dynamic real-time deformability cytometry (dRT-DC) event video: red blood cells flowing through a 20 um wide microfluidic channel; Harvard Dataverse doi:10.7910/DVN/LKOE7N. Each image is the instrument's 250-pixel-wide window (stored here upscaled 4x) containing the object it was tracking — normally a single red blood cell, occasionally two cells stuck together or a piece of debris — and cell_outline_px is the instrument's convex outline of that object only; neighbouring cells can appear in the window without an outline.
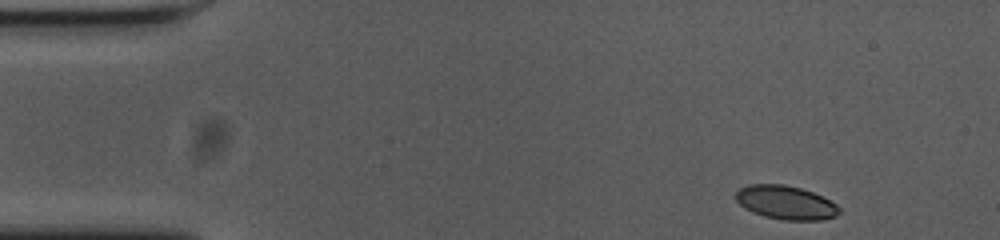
{"species": "common noctule bat (a hibernating species)", "species_latin": "Nyctalus noctula", "temperature_condition": "cold", "stored_images_in_passage": 50, "camera_frame_rate_fps": 3000, "um_per_image_px": 0.085, "animal": {"sex": "female", "body_mass_g": 23.0, "forearm_length_mm": 53.4}, "frame": {"image": 1, "passage_image": 1, "time_ms": 0.0, "image_size_px": [1000, 240], "cell_outline_px": [[840, 212], [836, 216], [824, 220], [784, 220], [764, 216], [752, 212], [744, 208], [736, 200], [736, 192], [740, 188], [748, 184], [784, 184], [800, 188], [812, 192], [836, 204], [840, 208]], "centroid_in_image_um": [66.78, 17.22], "position_along_channel_um": 18.2, "area_um2": 20.29}}
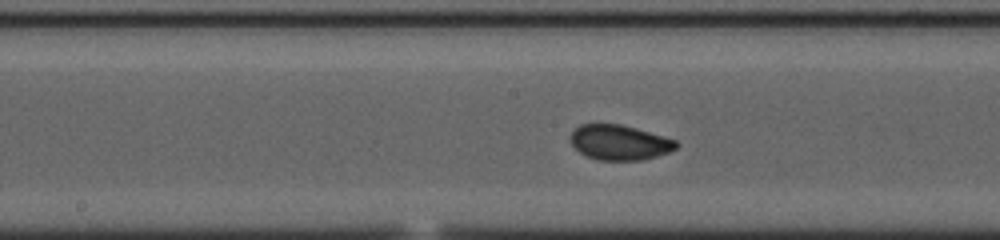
{"frame": {"image": 2, "passage_image": 23, "time_ms": 7.333, "image_size_px": [1000, 240], "cell_outline_px": [[680, 144], [676, 148], [668, 152], [644, 160], [600, 160], [588, 156], [580, 152], [572, 144], [572, 132], [580, 124], [620, 124], [636, 128], [664, 136], [676, 140]], "centroid_in_image_um": [52.7, 12.1], "position_along_channel_um": 195.5, "area_um2": 21.39}}
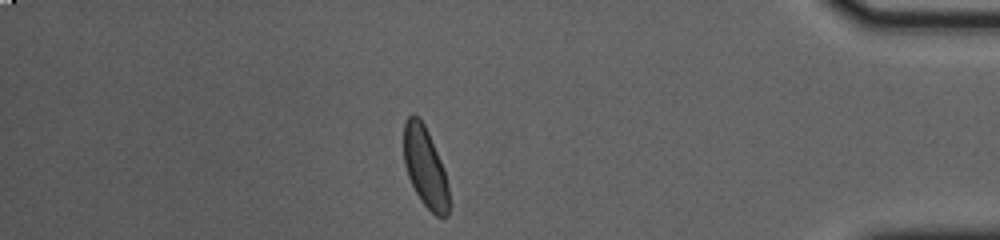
{"frame": {"image": 3, "passage_image": 43, "time_ms": 14.0, "image_size_px": [1000, 240], "cell_outline_px": [[448, 216], [436, 216], [420, 200], [408, 176], [404, 164], [404, 124], [408, 116], [412, 112], [424, 124], [428, 132], [444, 168], [448, 188]], "centroid_in_image_um": [36.13, 14.19], "position_along_channel_um": 399.1, "area_um2": 20.81}, "authors_computed_cell_mechanics": {"area_um2": 21.2704, "velocity_mm_per_s": 3.6704, "shape_relaxation_time_tau1_ms": 2.2733, "shape_relaxation_time_tau2_ms": 1.0453, "deformation_change_tau1": 0.1135, "deformation_change_tau2": 0.0534}}